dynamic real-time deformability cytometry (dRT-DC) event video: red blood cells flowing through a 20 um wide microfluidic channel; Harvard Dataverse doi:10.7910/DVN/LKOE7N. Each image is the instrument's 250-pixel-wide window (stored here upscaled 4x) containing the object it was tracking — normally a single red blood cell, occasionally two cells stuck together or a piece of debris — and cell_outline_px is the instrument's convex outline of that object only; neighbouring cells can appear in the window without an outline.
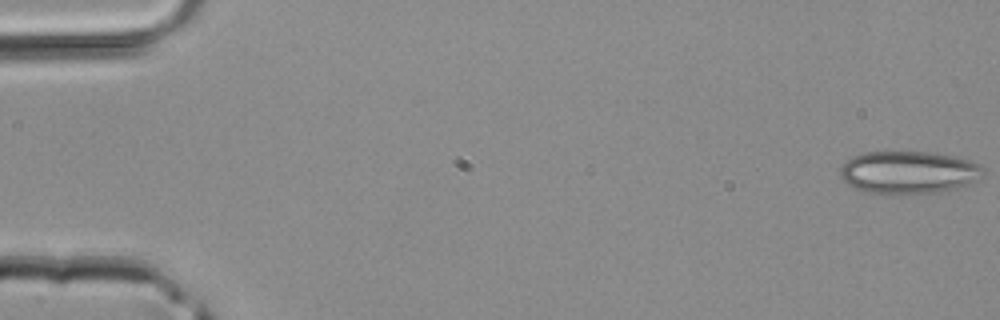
{"species": "common noctule bat (a hibernating species)", "species_latin": "Nyctalus noctula", "temperature_condition": "room temperature", "stored_images_in_passage": 43, "camera_frame_rate_fps": 3000, "um_per_image_px": 0.085, "animal": {"sex": "male", "body_mass_g": 20.4}, "frame": {"image": 1, "passage_image": 1, "time_ms": 0.0, "image_size_px": [1000, 320], "cell_outline_px": [[984, 172], [976, 180], [960, 188], [948, 192], [900, 196], [896, 196], [868, 192], [856, 188], [848, 184], [840, 176], [840, 168], [852, 156], [864, 152], [928, 152], [952, 156], [972, 160], [980, 164], [984, 168]], "centroid_in_image_um": [77.27, 14.69], "position_along_channel_um": 7.7, "area_um2": 36.36}}
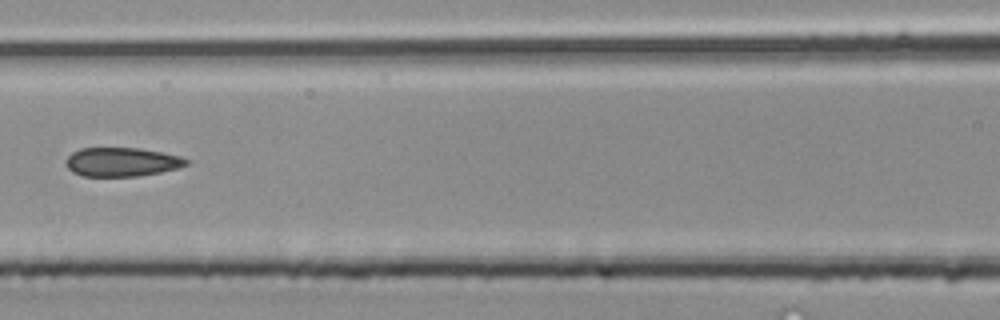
{"frame": {"image": 2, "passage_image": 20, "time_ms": 6.333, "image_size_px": [1000, 320], "cell_outline_px": [[192, 164], [160, 172], [140, 176], [84, 176], [72, 172], [68, 168], [64, 160], [72, 152], [80, 148], [140, 148], [180, 156], [188, 160]], "centroid_in_image_um": [10.34, 13.76], "position_along_channel_um": 156.3, "area_um2": 20.35}}
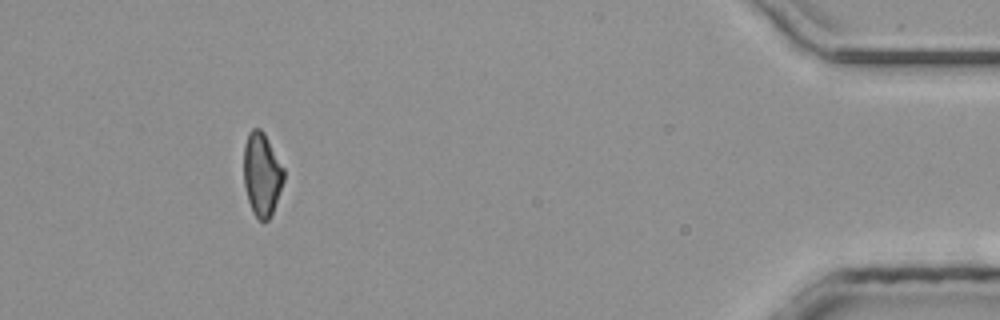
{"frame": {"image": 3, "passage_image": 40, "time_ms": 13.0, "image_size_px": [1000, 320], "cell_outline_px": [[284, 180], [272, 212], [268, 220], [260, 220], [252, 212], [248, 200], [244, 184], [244, 144], [248, 132], [252, 128], [260, 128], [264, 132], [284, 168]], "centroid_in_image_um": [22.25, 14.78], "position_along_channel_um": 413.0, "area_um2": 19.36}}